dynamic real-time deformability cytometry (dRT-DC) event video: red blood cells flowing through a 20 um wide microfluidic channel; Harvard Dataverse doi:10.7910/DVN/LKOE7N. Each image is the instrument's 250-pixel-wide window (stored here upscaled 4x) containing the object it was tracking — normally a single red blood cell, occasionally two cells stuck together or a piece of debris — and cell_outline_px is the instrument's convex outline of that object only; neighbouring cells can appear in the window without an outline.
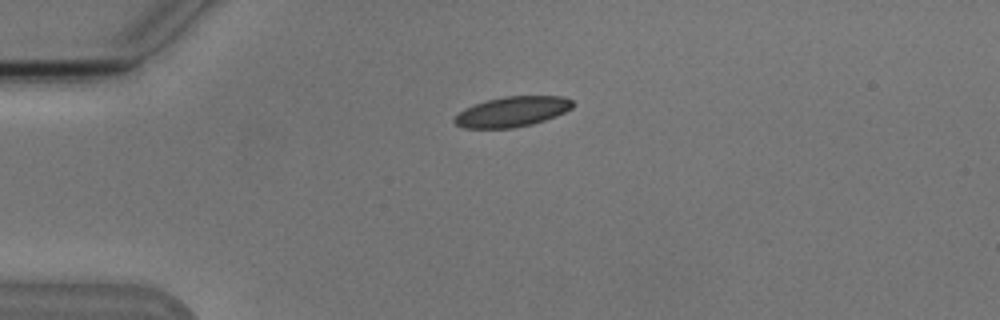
{"species": "Egyptian fruit bat (a non-hibernating species)", "species_latin": "Rousettus aegyptiacus", "temperature_condition": "cold", "stored_images_in_passage": 3, "camera_frame_rate_fps": 3000, "um_per_image_px": 0.085, "animal": {"sex": "male"}, "frame": {"image": 1, "passage_image": 1, "time_ms": 0.0, "image_size_px": [1000, 320], "cell_outline_px": [[572, 108], [556, 116], [532, 124], [512, 128], [464, 128], [456, 124], [452, 120], [464, 108], [472, 104], [504, 96], [560, 96], [572, 100]], "centroid_in_image_um": [43.5, 9.49], "position_along_channel_um": 41.5, "area_um2": 20.69}}